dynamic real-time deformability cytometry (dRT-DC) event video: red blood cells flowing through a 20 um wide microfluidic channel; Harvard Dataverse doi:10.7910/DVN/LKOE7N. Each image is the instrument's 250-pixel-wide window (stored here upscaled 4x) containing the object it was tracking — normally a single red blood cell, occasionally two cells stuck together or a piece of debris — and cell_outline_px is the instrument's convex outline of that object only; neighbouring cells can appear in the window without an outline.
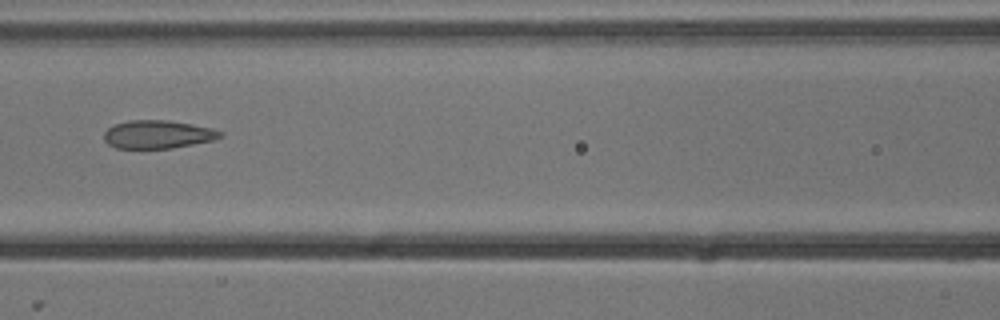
{"species": "common noctule bat (a hibernating species)", "species_latin": "Nyctalus noctula", "temperature_condition": "cold", "stored_images_in_passage": 6, "camera_frame_rate_fps": 3000, "um_per_image_px": 0.085, "animal": {"sex": "male", "body_mass_g": 13.3}, "frame": {"image": 1, "passage_image": 6, "time_ms": 1.667, "image_size_px": [1000, 320], "cell_outline_px": [[224, 136], [212, 140], [172, 148], [116, 148], [108, 144], [104, 140], [104, 132], [108, 128], [116, 124], [128, 120], [168, 120], [192, 124], [212, 128], [224, 132]], "centroid_in_image_um": [13.42, 11.42], "position_along_channel_um": 153.2, "area_um2": 19.07}}